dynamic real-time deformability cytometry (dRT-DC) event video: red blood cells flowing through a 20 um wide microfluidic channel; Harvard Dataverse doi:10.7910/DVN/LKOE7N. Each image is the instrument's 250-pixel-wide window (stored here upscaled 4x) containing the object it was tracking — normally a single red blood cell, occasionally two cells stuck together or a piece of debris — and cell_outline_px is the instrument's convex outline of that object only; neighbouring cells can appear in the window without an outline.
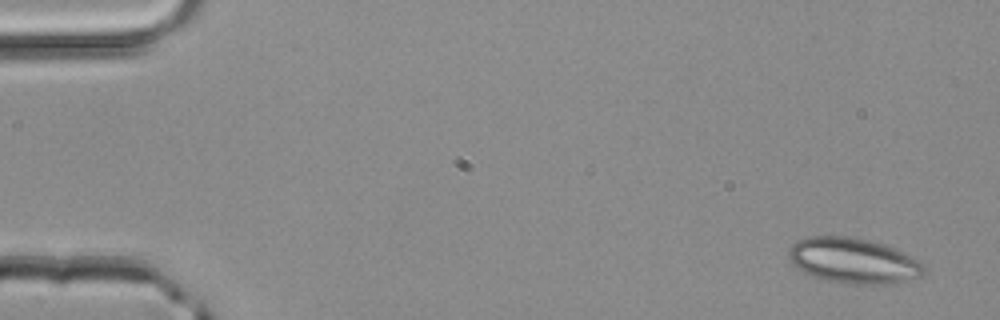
{"species": "common noctule bat (a hibernating species)", "species_latin": "Nyctalus noctula", "temperature_condition": "room temperature", "stored_images_in_passage": 3, "camera_frame_rate_fps": 3000, "um_per_image_px": 0.085, "animal": {"sex": "male", "body_mass_g": 20.4}, "frame": {"image": 1, "passage_image": 1, "time_ms": 0.0, "image_size_px": [1000, 320], "cell_outline_px": [[924, 272], [920, 276], [896, 284], [852, 284], [824, 280], [804, 272], [792, 264], [788, 256], [788, 248], [796, 240], [812, 236], [848, 236], [868, 240], [884, 244], [916, 256], [924, 268]], "centroid_in_image_um": [72.55, 22.15], "position_along_channel_um": 12.5, "area_um2": 36.13}}